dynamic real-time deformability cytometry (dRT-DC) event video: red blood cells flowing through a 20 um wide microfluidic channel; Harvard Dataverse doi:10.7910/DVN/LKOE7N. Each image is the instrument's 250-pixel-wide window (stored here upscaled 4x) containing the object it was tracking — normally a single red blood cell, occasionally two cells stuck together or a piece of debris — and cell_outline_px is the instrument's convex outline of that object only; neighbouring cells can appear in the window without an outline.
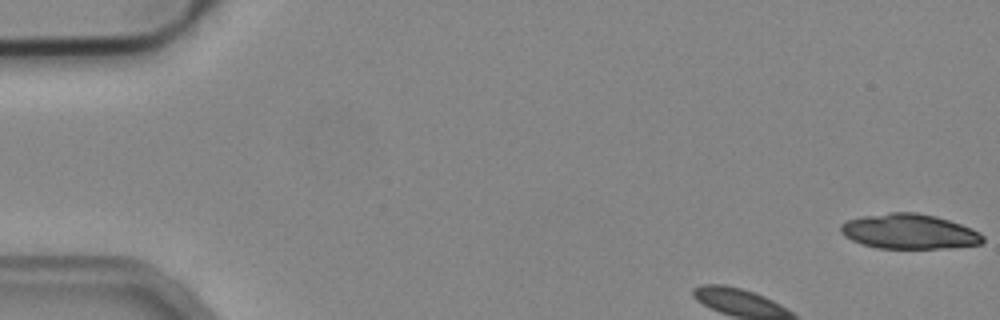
{"species": "common noctule bat (a hibernating species)", "species_latin": "Nyctalus noctula", "temperature_condition": "cold", "stored_images_in_passage": 16, "camera_frame_rate_fps": 3000, "um_per_image_px": 0.085, "animal": {"sex": "male", "body_mass_g": 19.2, "forearm_length_mm": 51.8}, "frame": {"image": 1, "passage_image": 1, "time_ms": 0.0, "image_size_px": [1000, 320], "cell_outline_px": [[984, 240], [980, 244], [948, 248], [876, 248], [860, 244], [844, 236], [840, 232], [840, 224], [848, 220], [864, 216], [888, 212], [916, 212], [936, 216], [960, 224], [980, 232], [984, 236]], "centroid_in_image_um": [77.26, 19.68], "position_along_channel_um": 7.7, "area_um2": 29.02}}